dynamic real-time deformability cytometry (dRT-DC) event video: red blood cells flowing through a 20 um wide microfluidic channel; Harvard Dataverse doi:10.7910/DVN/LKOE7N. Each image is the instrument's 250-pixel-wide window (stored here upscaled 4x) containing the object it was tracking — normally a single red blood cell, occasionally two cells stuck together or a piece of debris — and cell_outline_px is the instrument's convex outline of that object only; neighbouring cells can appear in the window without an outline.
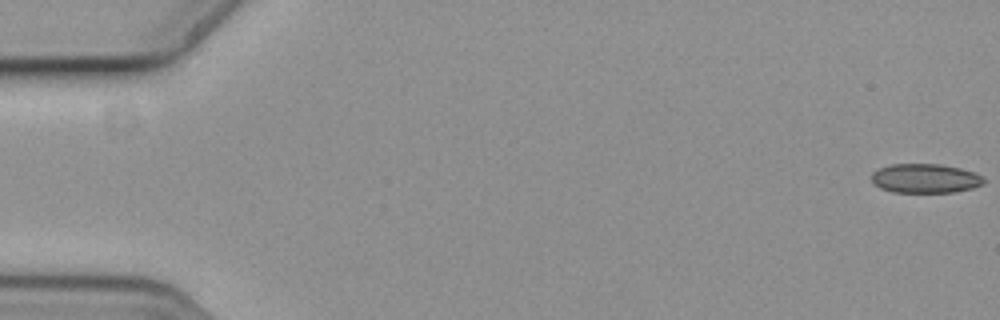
{"species": "common noctule bat (a hibernating species)", "species_latin": "Nyctalus noctula", "temperature_condition": "cold", "stored_images_in_passage": 10, "camera_frame_rate_fps": 3000, "um_per_image_px": 0.085, "animal": {"sex": "female", "body_mass_g": 19.3, "forearm_length_mm": 54.1}, "frame": {"image": 1, "passage_image": 1, "time_ms": 0.0, "image_size_px": [1000, 320], "cell_outline_px": [[984, 180], [980, 184], [972, 188], [952, 192], [892, 192], [880, 188], [872, 180], [872, 172], [880, 168], [892, 164], [940, 164], [960, 168], [972, 172], [980, 176]], "centroid_in_image_um": [78.6, 15.16], "position_along_channel_um": 6.4, "area_um2": 18.79}}
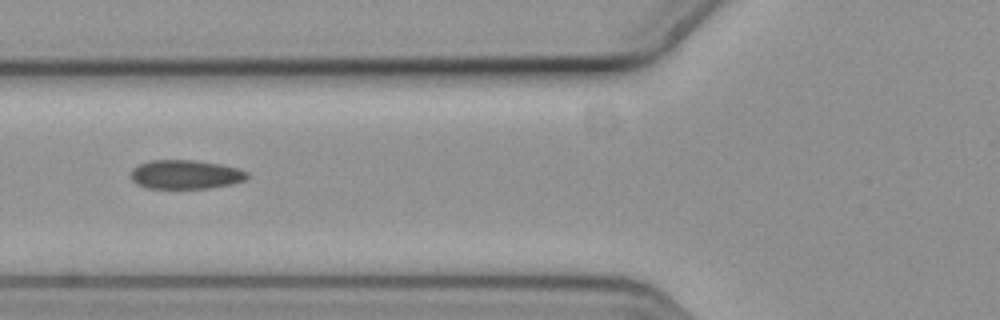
{"frame": {"image": 2, "passage_image": 6, "time_ms": 1.667, "image_size_px": [1000, 320], "cell_outline_px": [[248, 180], [232, 184], [208, 188], [148, 188], [136, 184], [132, 180], [132, 168], [136, 164], [148, 160], [196, 160], [220, 164], [236, 168], [248, 172]], "centroid_in_image_um": [15.76, 14.82], "position_along_channel_um": 110.0, "area_um2": 19.83}}
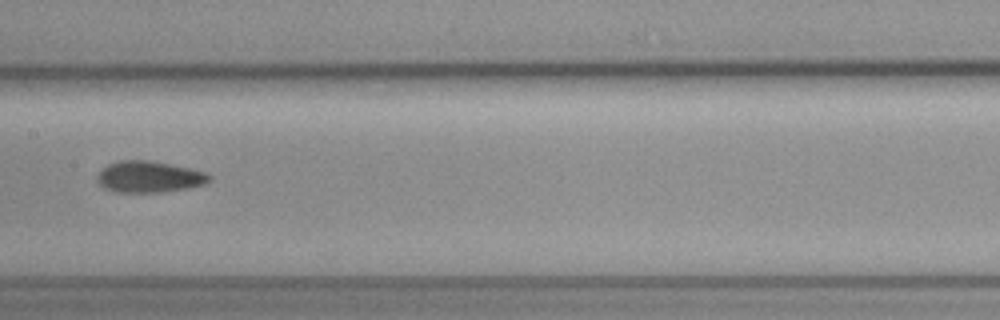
{"frame": {"image": 3, "passage_image": 8, "time_ms": 2.333, "image_size_px": [1000, 320], "cell_outline_px": [[212, 180], [204, 184], [188, 188], [164, 192], [116, 192], [104, 188], [96, 184], [96, 176], [108, 164], [120, 160], [152, 160], [208, 172], [212, 176]], "centroid_in_image_um": [12.69, 15.03], "position_along_channel_um": 194.7, "area_um2": 20.81}}